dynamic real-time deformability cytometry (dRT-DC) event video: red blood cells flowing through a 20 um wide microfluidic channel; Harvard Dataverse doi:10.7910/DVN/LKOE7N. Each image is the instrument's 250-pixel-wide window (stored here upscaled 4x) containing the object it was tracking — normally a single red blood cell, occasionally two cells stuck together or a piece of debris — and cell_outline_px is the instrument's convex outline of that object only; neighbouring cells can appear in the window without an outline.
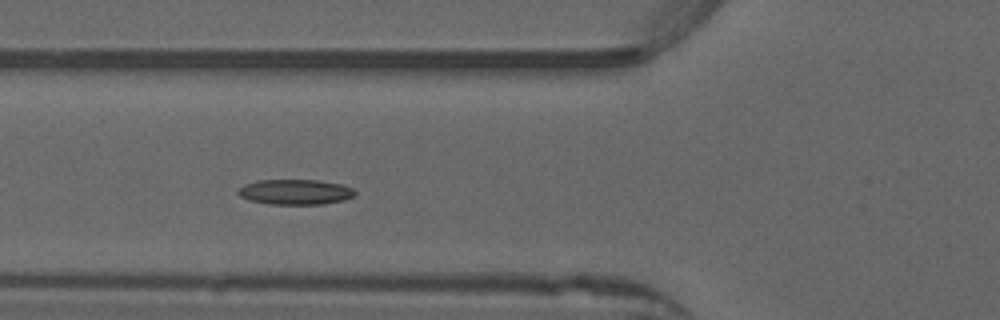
{"species": "common noctule bat (a hibernating species)", "species_latin": "Nyctalus noctula", "temperature_condition": "warm", "stored_images_in_passage": 36, "camera_frame_rate_fps": 3000, "um_per_image_px": 0.085, "animal": {"sex": "male", "forearm_length_mm": 52.5}, "frame": {"image": 1, "passage_image": 6, "time_ms": 1.667, "image_size_px": [1000, 320], "cell_outline_px": [[356, 196], [344, 200], [324, 204], [268, 204], [248, 200], [240, 196], [236, 192], [244, 184], [256, 180], [316, 180], [344, 184], [352, 188], [356, 192]], "centroid_in_image_um": [25.11, 16.31], "position_along_channel_um": 100.7, "area_um2": 17.4}, "authors_computed_cell_mechanics": {"area_um2": 16.3574, "velocity_mm_per_s": 3.8948, "shape_relaxation_time_tau1_ms": 11.1297, "shape_relaxation_time_tau2_ms": null, "deformation_change_tau1": 0.1763, "deformation_change_tau2": null}}